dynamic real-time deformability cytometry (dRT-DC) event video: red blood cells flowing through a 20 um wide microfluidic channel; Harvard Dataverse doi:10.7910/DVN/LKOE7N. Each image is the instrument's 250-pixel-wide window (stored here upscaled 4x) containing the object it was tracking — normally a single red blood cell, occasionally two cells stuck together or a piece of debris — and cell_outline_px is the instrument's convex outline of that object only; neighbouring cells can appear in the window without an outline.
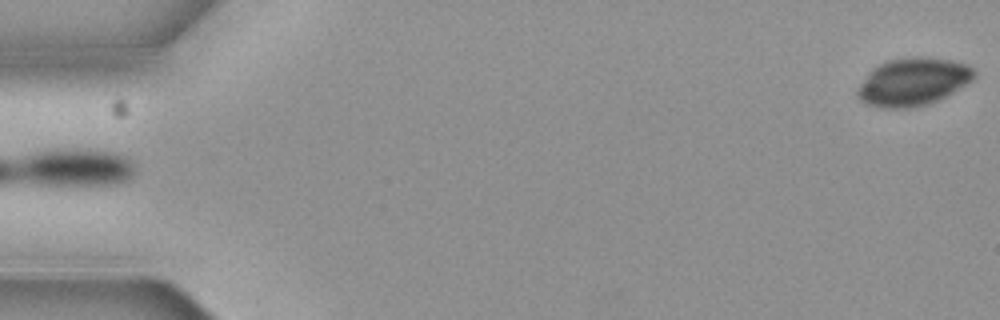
{"species": "common noctule bat (a hibernating species)", "species_latin": "Nyctalus noctula", "temperature_condition": "cold", "stored_images_in_passage": 5, "segment_of_instrument_passage": [2, 2], "camera_frame_rate_fps": 3000, "um_per_image_px": 0.085, "animal": {"sex": "female", "body_mass_g": 19.3, "forearm_length_mm": 54.1}, "frame": {"image": 1, "passage_image": 5, "time_ms": 1.333, "image_size_px": [1000, 320], "cell_outline_px": [[976, 76], [972, 80], [952, 92], [936, 100], [924, 104], [900, 108], [888, 108], [868, 104], [860, 100], [856, 96], [856, 88], [868, 72], [872, 68], [888, 60], [916, 56], [920, 56], [952, 60], [964, 64], [972, 68], [976, 72]], "centroid_in_image_um": [77.56, 6.93], "position_along_channel_um": 7.4, "area_um2": 32.08}}